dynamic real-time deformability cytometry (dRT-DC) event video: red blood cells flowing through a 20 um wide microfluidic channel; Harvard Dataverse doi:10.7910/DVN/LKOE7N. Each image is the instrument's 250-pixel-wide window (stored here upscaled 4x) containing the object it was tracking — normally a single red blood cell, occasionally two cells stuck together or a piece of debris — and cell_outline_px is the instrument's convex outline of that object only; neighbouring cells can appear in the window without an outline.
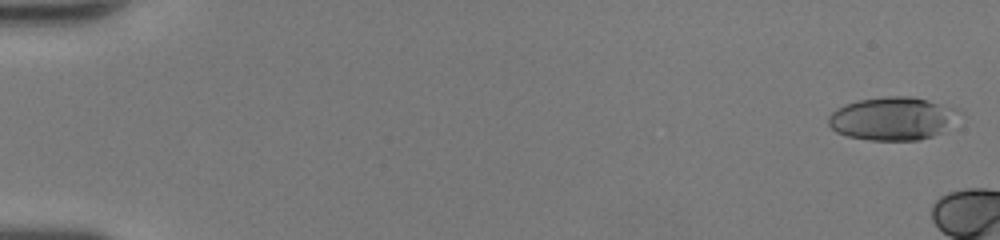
{"species": "human", "species_latin": "Homo sapiens", "temperature_condition": "room temperature", "stored_images_in_passage": 6, "camera_frame_rate_fps": 3000, "um_per_image_px": 0.085, "donor": {"sex": "female"}, "frame": {"image": 1, "passage_image": 1, "time_ms": 0.0, "image_size_px": [1000, 240], "cell_outline_px": [[964, 116], [940, 132], [932, 136], [916, 140], [868, 140], [848, 136], [836, 132], [828, 124], [828, 116], [836, 108], [844, 104], [860, 100], [888, 96], [908, 96], [928, 100], [956, 108], [964, 112]], "centroid_in_image_um": [75.9, 10.07], "position_along_channel_um": 9.1, "area_um2": 33.06}}